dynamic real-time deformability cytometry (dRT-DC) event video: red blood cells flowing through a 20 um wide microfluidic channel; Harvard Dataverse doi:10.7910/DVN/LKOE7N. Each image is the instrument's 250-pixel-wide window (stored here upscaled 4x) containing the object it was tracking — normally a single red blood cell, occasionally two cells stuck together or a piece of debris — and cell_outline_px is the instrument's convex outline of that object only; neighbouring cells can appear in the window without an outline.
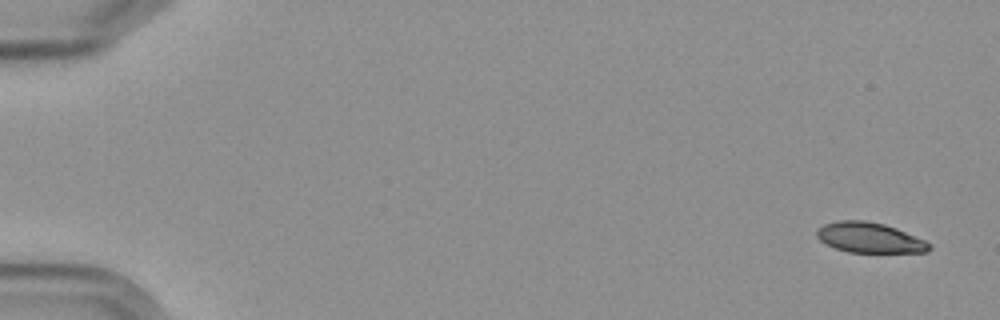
{"species": "Egyptian fruit bat (a non-hibernating species)", "species_latin": "Rousettus aegyptiacus", "temperature_condition": "cold", "stored_images_in_passage": 5, "camera_frame_rate_fps": 3000, "um_per_image_px": 0.085, "frame": {"image": 1, "passage_image": 1, "time_ms": 0.0, "image_size_px": [1000, 320], "cell_outline_px": [[932, 248], [928, 252], [848, 252], [836, 248], [820, 240], [816, 236], [816, 228], [824, 224], [836, 220], [864, 220], [884, 224], [896, 228], [924, 240], [932, 244]], "centroid_in_image_um": [73.9, 20.19], "position_along_channel_um": 11.1, "area_um2": 19.83}}